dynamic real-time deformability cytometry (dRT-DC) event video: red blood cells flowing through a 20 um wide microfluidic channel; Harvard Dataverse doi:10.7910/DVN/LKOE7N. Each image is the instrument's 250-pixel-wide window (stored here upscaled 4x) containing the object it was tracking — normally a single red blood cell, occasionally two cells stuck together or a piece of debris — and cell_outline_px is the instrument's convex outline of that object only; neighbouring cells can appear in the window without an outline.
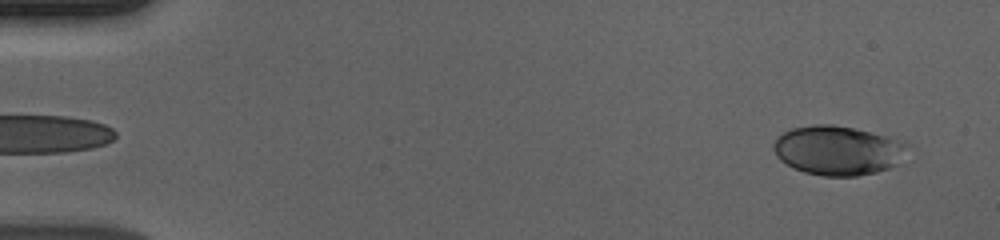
{"species": "human", "species_latin": "Homo sapiens", "temperature_condition": "cold", "stored_images_in_passage": 56, "camera_frame_rate_fps": 3000, "um_per_image_px": 0.085, "donor": {"sex": "male"}, "frame": {"image": 1, "passage_image": 3, "time_ms": 0.667, "image_size_px": [1000, 240], "cell_outline_px": [[912, 144], [900, 164], [876, 172], [856, 176], [824, 176], [804, 172], [792, 168], [780, 160], [776, 156], [772, 148], [772, 144], [776, 136], [792, 128], [812, 124], [832, 124], [852, 128], [888, 136]], "centroid_in_image_um": [71.23, 12.78], "position_along_channel_um": 13.8, "area_um2": 39.13}}
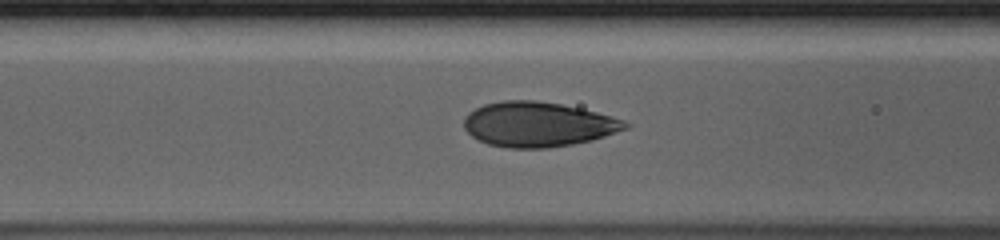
{"frame": {"image": 2, "passage_image": 23, "time_ms": 7.333, "image_size_px": [1000, 240], "cell_outline_px": [[632, 124], [628, 128], [592, 140], [572, 144], [548, 148], [508, 148], [488, 144], [472, 136], [464, 128], [464, 116], [468, 112], [484, 104], [504, 100], [536, 100], [560, 104], [580, 108], [596, 112], [624, 120]], "centroid_in_image_um": [45.72, 10.57], "position_along_channel_um": 120.9, "area_um2": 42.14}}
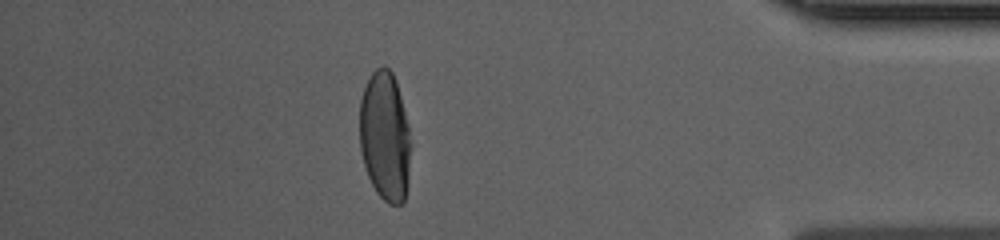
{"frame": {"image": 3, "passage_image": 49, "time_ms": 16.0, "image_size_px": [1000, 240], "cell_outline_px": [[412, 140], [408, 184], [404, 200], [400, 204], [388, 204], [376, 192], [368, 176], [364, 164], [360, 148], [360, 100], [364, 88], [372, 72], [376, 68], [384, 64], [392, 72], [396, 80], [408, 124]], "centroid_in_image_um": [32.74, 11.59], "position_along_channel_um": 402.5, "area_um2": 39.02}, "authors_computed_cell_mechanics": {"area_um2": 40.8068, "velocity_mm_per_s": 3.6729, "shape_relaxation_time_tau1_ms": 4.3165, "shape_relaxation_time_tau2_ms": null, "deformation_change_tau1": 0.1824, "deformation_change_tau2": null}}